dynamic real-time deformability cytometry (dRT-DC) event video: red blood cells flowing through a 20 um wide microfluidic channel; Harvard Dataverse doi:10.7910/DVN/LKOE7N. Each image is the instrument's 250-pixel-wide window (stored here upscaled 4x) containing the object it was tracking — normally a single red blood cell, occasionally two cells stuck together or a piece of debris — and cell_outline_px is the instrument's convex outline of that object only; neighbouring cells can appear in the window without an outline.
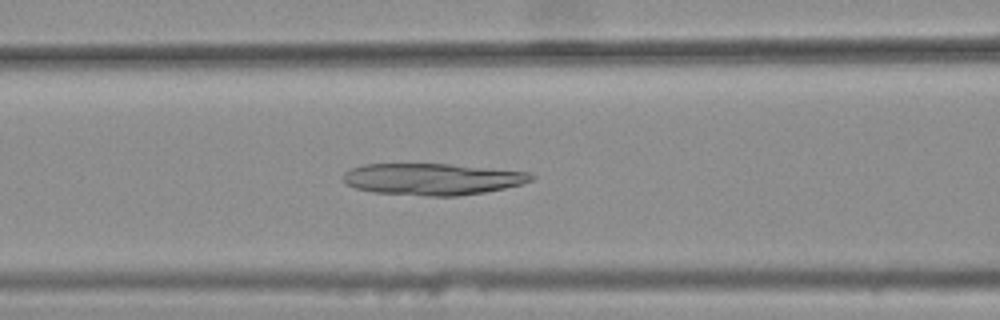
{"species": "common noctule bat (a hibernating species)", "species_latin": "Nyctalus noctula", "temperature_condition": "warm", "stored_images_in_passage": 44, "camera_frame_rate_fps": 3000, "um_per_image_px": 0.085, "animal": {"sex": "female", "body_mass_g": 25.1}, "frame": {"image": 1, "passage_image": 21, "time_ms": 6.667, "image_size_px": [1000, 320], "cell_outline_px": [[536, 176], [532, 180], [520, 184], [504, 188], [484, 192], [456, 196], [424, 196], [372, 192], [356, 188], [348, 184], [344, 180], [344, 172], [352, 168], [368, 164], [448, 164], [528, 172]], "centroid_in_image_um": [36.75, 15.23], "position_along_channel_um": 129.9, "area_um2": 34.33}}
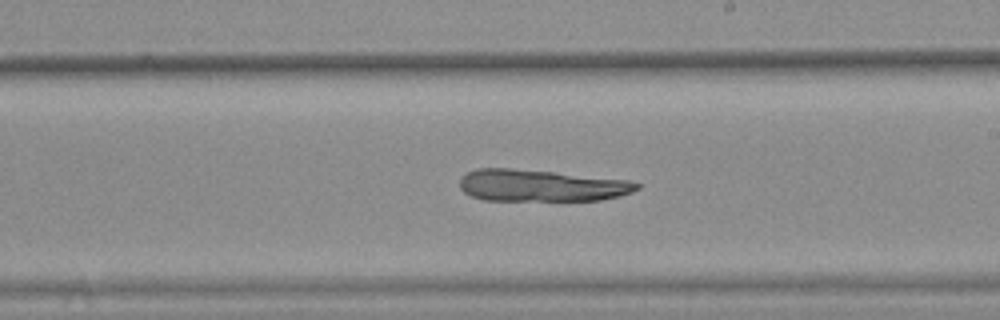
{"frame": {"image": 2, "passage_image": 30, "time_ms": 9.667, "image_size_px": [1000, 320], "cell_outline_px": [[640, 188], [632, 192], [620, 196], [600, 200], [484, 200], [472, 196], [464, 192], [460, 188], [460, 180], [468, 172], [476, 168], [512, 168], [556, 172], [628, 180], [640, 184]], "centroid_in_image_um": [46.0, 15.77], "position_along_channel_um": 243.0, "area_um2": 32.83}}
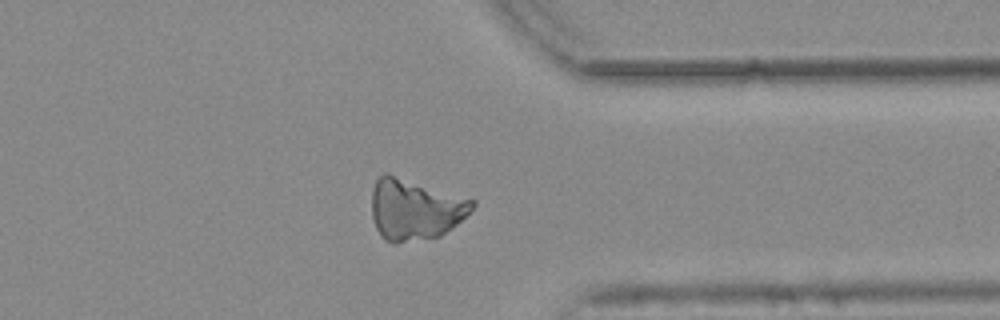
{"frame": {"image": 3, "passage_image": 41, "time_ms": 13.333, "image_size_px": [1000, 320], "cell_outline_px": [[476, 204], [452, 228], [440, 236], [396, 244], [392, 244], [384, 240], [380, 236], [376, 228], [372, 216], [372, 192], [376, 180], [384, 172], [388, 172], [476, 200]], "centroid_in_image_um": [35.24, 17.79], "position_along_channel_um": 376.2, "area_um2": 36.13}}